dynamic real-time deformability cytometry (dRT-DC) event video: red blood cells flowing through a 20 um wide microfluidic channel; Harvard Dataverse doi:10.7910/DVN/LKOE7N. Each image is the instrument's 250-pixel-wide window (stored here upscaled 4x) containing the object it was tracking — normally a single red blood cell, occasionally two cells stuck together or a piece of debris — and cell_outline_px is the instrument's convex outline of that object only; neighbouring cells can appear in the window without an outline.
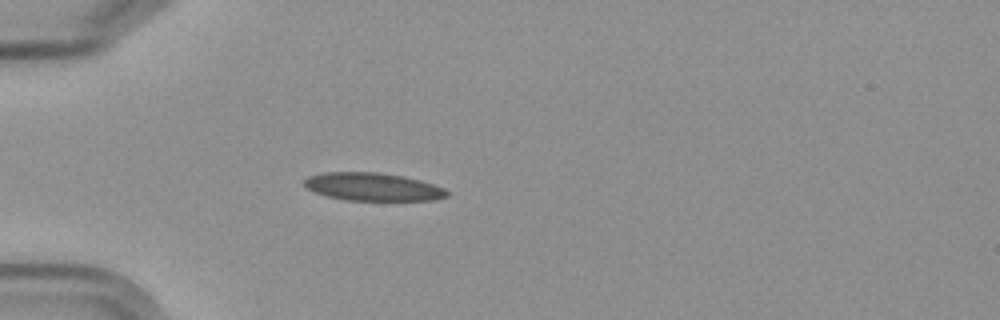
{"species": "Egyptian fruit bat (a non-hibernating species)", "species_latin": "Rousettus aegyptiacus", "temperature_condition": "cold", "stored_images_in_passage": 6, "camera_frame_rate_fps": 3000, "um_per_image_px": 0.085, "frame": {"image": 1, "passage_image": 5, "time_ms": 5.667, "image_size_px": [1000, 320], "cell_outline_px": [[448, 196], [432, 200], [348, 200], [328, 196], [316, 192], [308, 188], [304, 184], [304, 180], [308, 176], [324, 172], [380, 172], [404, 176], [420, 180], [444, 188], [448, 192]], "centroid_in_image_um": [31.7, 15.87], "position_along_channel_um": 53.3, "area_um2": 23.06}}